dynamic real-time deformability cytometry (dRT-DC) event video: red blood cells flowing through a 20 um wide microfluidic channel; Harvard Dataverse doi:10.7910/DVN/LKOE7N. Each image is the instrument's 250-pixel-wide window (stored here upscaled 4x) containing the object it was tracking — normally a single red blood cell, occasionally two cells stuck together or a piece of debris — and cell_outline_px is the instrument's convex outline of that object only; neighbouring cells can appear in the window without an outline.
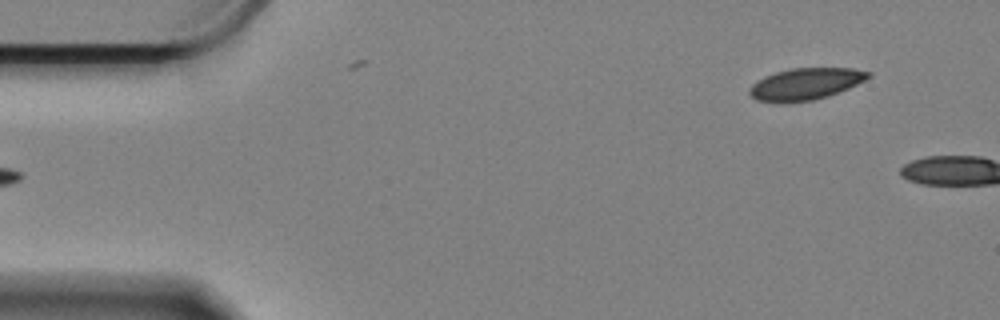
{"species": "Egyptian fruit bat (a non-hibernating species)", "species_latin": "Rousettus aegyptiacus", "temperature_condition": "cold", "stored_images_in_passage": 42, "segment_of_instrument_passage": [1, 2], "camera_frame_rate_fps": 3000, "um_per_image_px": 0.085, "animal": {"sex": "female"}, "frame": {"image": 1, "passage_image": 1, "time_ms": 0.0, "image_size_px": [1000, 320], "cell_outline_px": [[872, 76], [848, 88], [828, 96], [812, 100], [784, 104], [776, 104], [756, 100], [748, 92], [748, 88], [756, 80], [764, 76], [776, 72], [792, 68], [852, 68], [872, 72]], "centroid_in_image_um": [68.41, 7.15], "position_along_channel_um": 16.6, "area_um2": 22.31}}
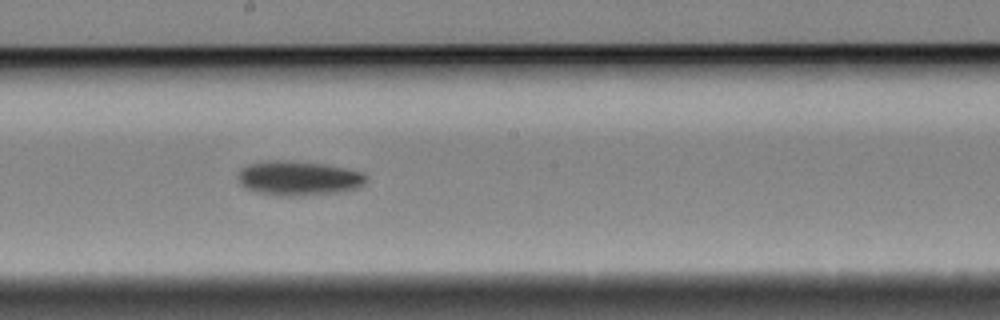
{"frame": {"image": 2, "passage_image": 13, "time_ms": 4.0, "image_size_px": [1000, 320], "cell_outline_px": [[368, 180], [360, 188], [340, 192], [300, 196], [276, 196], [256, 192], [244, 188], [240, 184], [236, 176], [240, 168], [244, 164], [268, 160], [292, 160], [320, 164], [344, 168], [364, 172], [368, 176]], "centroid_in_image_um": [25.34, 15.15], "position_along_channel_um": 222.9, "area_um2": 26.47}}
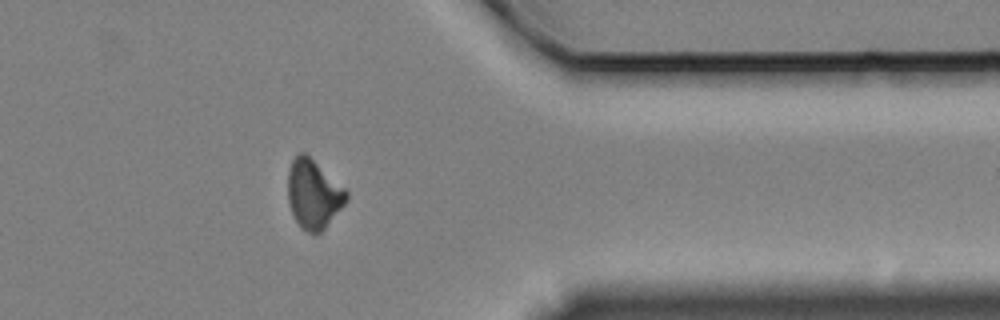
{"frame": {"image": 3, "passage_image": 29, "time_ms": 9.333, "image_size_px": [1000, 320], "cell_outline_px": [[348, 196], [344, 204], [324, 228], [320, 232], [308, 232], [300, 228], [288, 204], [288, 168], [296, 152], [304, 152], [344, 188], [348, 192]], "centroid_in_image_um": [26.6, 16.48], "position_along_channel_um": 384.8, "area_um2": 23.12}}